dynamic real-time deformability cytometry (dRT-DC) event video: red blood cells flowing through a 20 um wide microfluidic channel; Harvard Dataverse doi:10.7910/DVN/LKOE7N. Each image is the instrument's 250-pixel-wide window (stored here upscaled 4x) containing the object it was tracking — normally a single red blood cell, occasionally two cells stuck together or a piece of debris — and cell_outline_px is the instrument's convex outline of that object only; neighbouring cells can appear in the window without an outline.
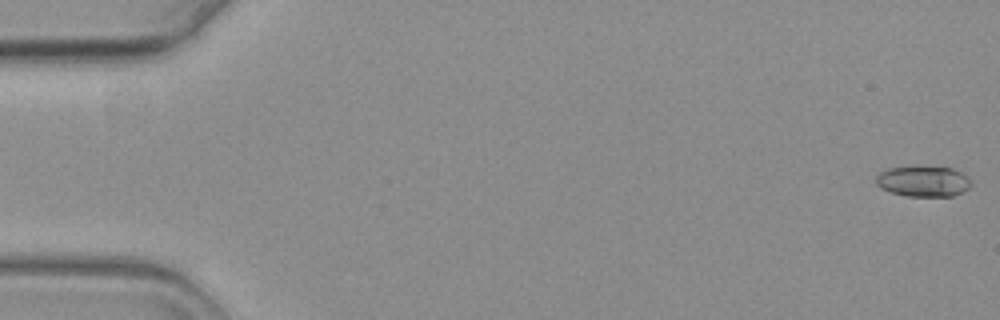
{"species": "common noctule bat (a hibernating species)", "species_latin": "Nyctalus noctula", "temperature_condition": "warm", "stored_images_in_passage": 21, "camera_frame_rate_fps": 3000, "um_per_image_px": 0.085, "animal": {"sex": "female", "body_mass_g": 19.3, "forearm_length_mm": 54.1}, "frame": {"image": 1, "passage_image": 1, "time_ms": 0.0, "image_size_px": [1000, 320], "cell_outline_px": [[972, 184], [968, 188], [952, 196], [908, 196], [892, 192], [880, 188], [876, 184], [876, 176], [880, 172], [888, 168], [912, 164], [916, 164], [952, 168], [968, 176], [972, 180]], "centroid_in_image_um": [78.46, 15.36], "position_along_channel_um": 6.5, "area_um2": 17.57}}
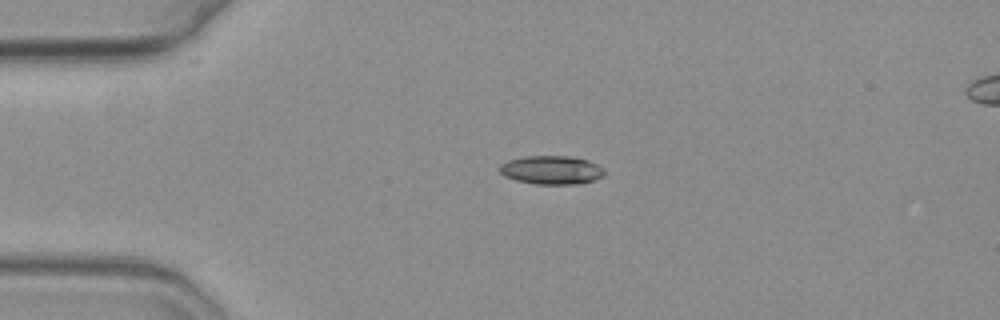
{"frame": {"image": 2, "passage_image": 15, "time_ms": 4.667, "image_size_px": [1000, 320], "cell_outline_px": [[604, 176], [592, 180], [576, 184], [536, 184], [516, 180], [504, 176], [496, 168], [500, 164], [508, 160], [524, 156], [572, 156], [588, 160], [604, 168]], "centroid_in_image_um": [46.84, 14.44], "position_along_channel_um": 38.2, "area_um2": 17.57}}
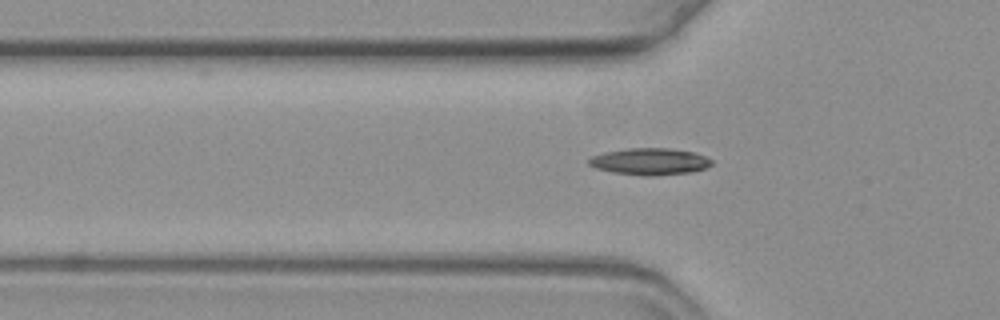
{"frame": {"image": 3, "passage_image": 21, "time_ms": 6.667, "image_size_px": [1000, 320], "cell_outline_px": [[712, 164], [704, 168], [688, 172], [656, 176], [648, 176], [612, 172], [596, 168], [588, 164], [588, 160], [592, 156], [604, 152], [628, 148], [668, 148], [692, 152], [704, 156], [712, 160]], "centroid_in_image_um": [55.2, 13.73], "position_along_channel_um": 70.6, "area_um2": 18.96}}